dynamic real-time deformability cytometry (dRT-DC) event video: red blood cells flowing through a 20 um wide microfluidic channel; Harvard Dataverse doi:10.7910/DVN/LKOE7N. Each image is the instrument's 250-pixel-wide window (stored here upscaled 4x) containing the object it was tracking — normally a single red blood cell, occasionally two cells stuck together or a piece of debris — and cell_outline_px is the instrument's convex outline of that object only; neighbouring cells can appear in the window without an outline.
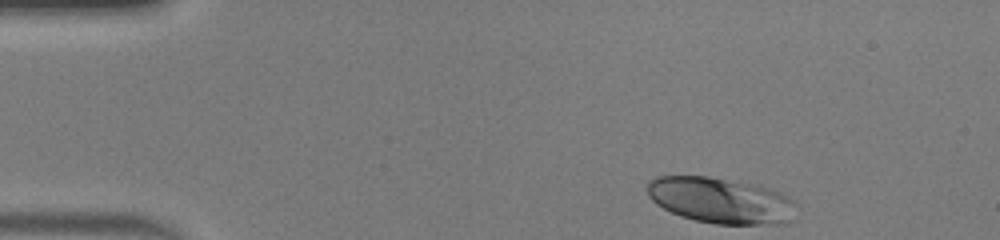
{"species": "human", "species_latin": "Homo sapiens", "temperature_condition": "warm", "stored_images_in_passage": 23, "camera_frame_rate_fps": 3000, "um_per_image_px": 0.085, "donor": {"sex": "male"}, "frame": {"image": 1, "passage_image": 1, "time_ms": 0.0, "image_size_px": [1000, 240], "cell_outline_px": [[796, 220], [784, 224], [716, 224], [696, 220], [680, 216], [656, 204], [648, 196], [648, 180], [656, 176], [708, 176], [760, 184], [780, 192], [788, 196], [792, 200]], "centroid_in_image_um": [61.29, 17.03], "position_along_channel_um": 23.7, "area_um2": 40.34}}
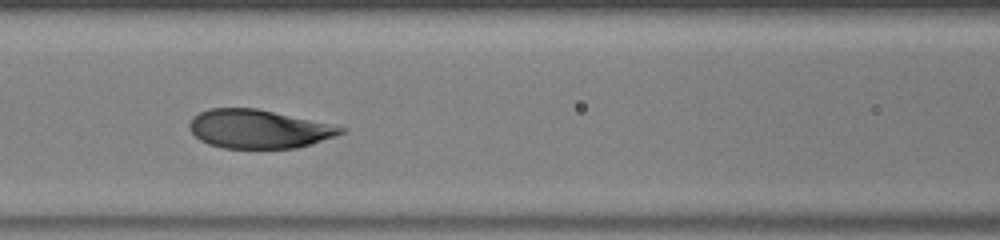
{"frame": {"image": 2, "passage_image": 16, "time_ms": 5.0, "image_size_px": [1000, 240], "cell_outline_px": [[348, 128], [344, 132], [312, 144], [296, 148], [224, 148], [208, 144], [200, 140], [192, 132], [188, 124], [192, 116], [208, 108], [256, 108]], "centroid_in_image_um": [21.94, 10.96], "position_along_channel_um": 144.7, "area_um2": 33.87}}
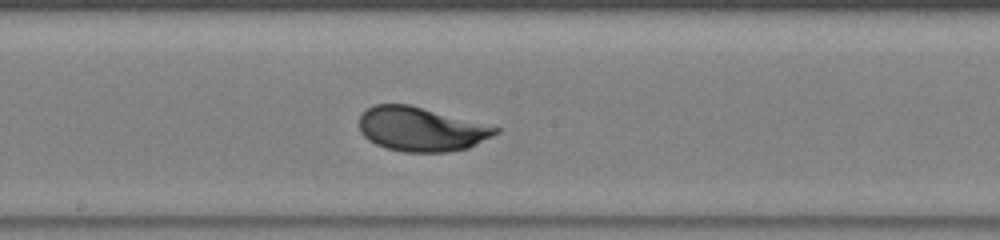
{"frame": {"image": 3, "passage_image": 21, "time_ms": 6.667, "image_size_px": [1000, 240], "cell_outline_px": [[500, 132], [468, 148], [448, 152], [404, 152], [388, 148], [376, 144], [368, 140], [360, 132], [360, 116], [368, 108], [376, 104], [408, 104], [500, 128]], "centroid_in_image_um": [35.78, 10.99], "position_along_channel_um": 212.4, "area_um2": 34.68}}